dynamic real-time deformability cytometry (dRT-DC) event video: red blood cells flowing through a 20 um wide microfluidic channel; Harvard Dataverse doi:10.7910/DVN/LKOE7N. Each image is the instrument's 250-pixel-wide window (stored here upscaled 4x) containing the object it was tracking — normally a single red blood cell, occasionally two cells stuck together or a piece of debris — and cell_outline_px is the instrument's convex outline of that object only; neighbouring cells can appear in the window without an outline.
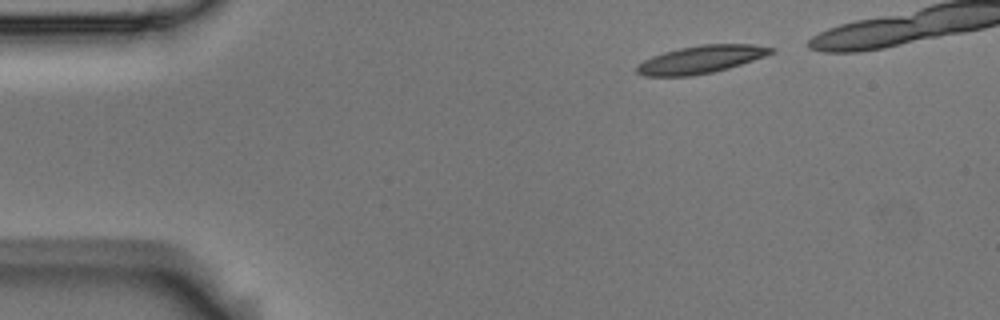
{"species": "Egyptian fruit bat (a non-hibernating species)", "species_latin": "Rousettus aegyptiacus", "temperature_condition": "room temperature", "stored_images_in_passage": 4, "camera_frame_rate_fps": 3000, "um_per_image_px": 0.085, "animal": {"sex": "male"}, "frame": {"image": 1, "passage_image": 1, "time_ms": 0.0, "image_size_px": [1000, 320], "cell_outline_px": [[776, 52], [728, 68], [712, 72], [688, 76], [644, 76], [636, 72], [636, 64], [652, 56], [664, 52], [680, 48], [700, 44], [752, 44], [776, 48]], "centroid_in_image_um": [59.57, 5.04], "position_along_channel_um": 25.4, "area_um2": 21.62}}